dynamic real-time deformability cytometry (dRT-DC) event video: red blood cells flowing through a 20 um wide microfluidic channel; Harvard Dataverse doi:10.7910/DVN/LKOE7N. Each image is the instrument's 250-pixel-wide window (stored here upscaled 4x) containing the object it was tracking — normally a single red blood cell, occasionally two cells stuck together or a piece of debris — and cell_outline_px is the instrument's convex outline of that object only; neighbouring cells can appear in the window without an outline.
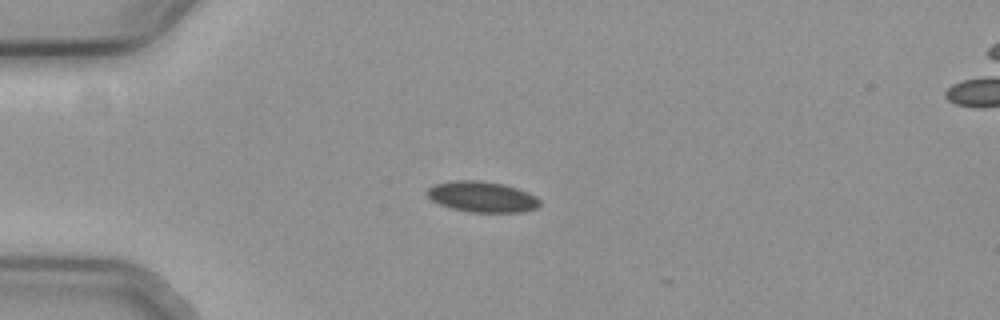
{"species": "common noctule bat (a hibernating species)", "species_latin": "Nyctalus noctula", "temperature_condition": "cold", "stored_images_in_passage": 6, "camera_frame_rate_fps": 3000, "um_per_image_px": 0.085, "animal": {"sex": "female", "body_mass_g": 19.3, "forearm_length_mm": 54.1}, "frame": {"image": 1, "passage_image": 1, "time_ms": 0.0, "image_size_px": [1000, 320], "cell_outline_px": [[540, 204], [536, 208], [524, 212], [468, 212], [452, 208], [440, 204], [432, 200], [428, 196], [428, 188], [436, 184], [452, 180], [480, 180], [504, 184], [528, 192], [536, 196], [540, 200]], "centroid_in_image_um": [41.0, 16.72], "position_along_channel_um": 44.0, "area_um2": 20.17}}